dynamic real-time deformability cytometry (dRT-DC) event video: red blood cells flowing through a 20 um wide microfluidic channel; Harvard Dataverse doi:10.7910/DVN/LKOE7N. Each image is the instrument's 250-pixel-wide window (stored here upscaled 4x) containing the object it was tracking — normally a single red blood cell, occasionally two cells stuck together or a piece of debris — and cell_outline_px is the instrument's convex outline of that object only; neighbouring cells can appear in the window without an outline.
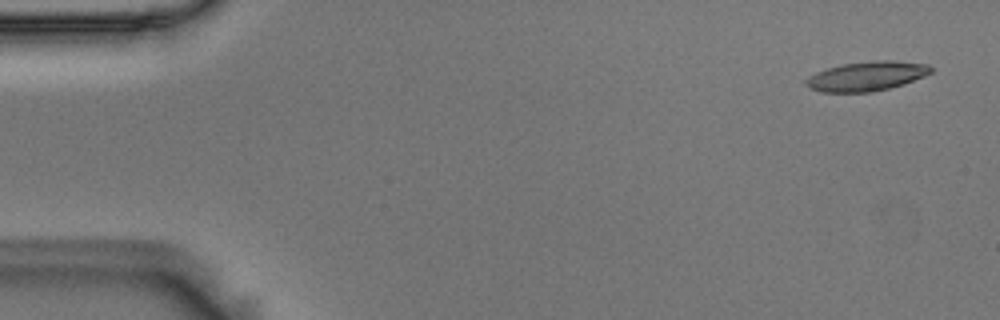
{"species": "Egyptian fruit bat (a non-hibernating species)", "species_latin": "Rousettus aegyptiacus", "temperature_condition": "room temperature", "stored_images_in_passage": 4, "camera_frame_rate_fps": 3000, "um_per_image_px": 0.085, "animal": {"sex": "male"}, "frame": {"image": 1, "passage_image": 1, "time_ms": 0.0, "image_size_px": [1000, 320], "cell_outline_px": [[932, 72], [924, 76], [904, 84], [872, 92], [820, 92], [808, 88], [804, 84], [804, 80], [808, 76], [816, 72], [840, 64], [872, 60], [896, 60], [928, 64], [932, 68]], "centroid_in_image_um": [73.64, 6.47], "position_along_channel_um": 11.4, "area_um2": 21.73}}